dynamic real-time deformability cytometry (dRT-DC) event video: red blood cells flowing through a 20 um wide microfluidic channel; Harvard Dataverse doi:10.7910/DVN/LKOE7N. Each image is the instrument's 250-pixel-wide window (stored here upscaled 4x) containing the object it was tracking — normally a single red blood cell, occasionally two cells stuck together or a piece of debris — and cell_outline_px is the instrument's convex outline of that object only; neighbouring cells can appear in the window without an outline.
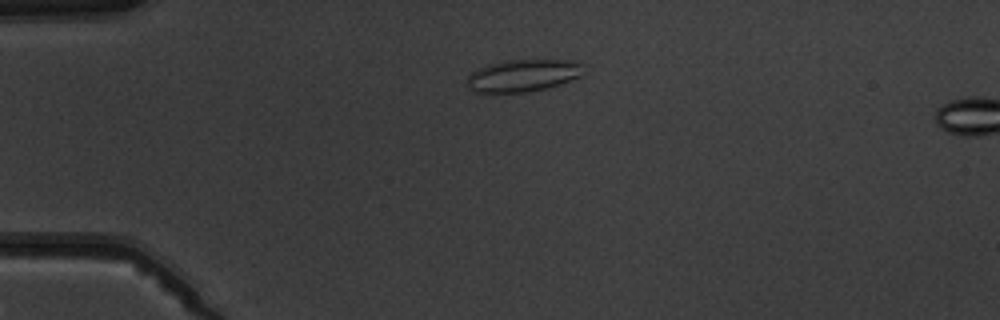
{"species": "common noctule bat (a hibernating species)", "species_latin": "Nyctalus noctula", "temperature_condition": "warm", "stored_images_in_passage": 2, "camera_frame_rate_fps": 3000, "um_per_image_px": 0.085, "animal": {"sex": "male", "body_mass_g": 19.5, "forearm_length_mm": 54.6}, "frame": {"image": 1, "passage_image": 1, "time_ms": 0.0, "image_size_px": [1000, 320], "cell_outline_px": [[580, 76], [560, 84], [544, 88], [524, 92], [476, 92], [468, 88], [468, 76], [472, 72], [488, 64], [504, 60], [580, 60]], "centroid_in_image_um": [44.43, 6.4], "position_along_channel_um": 40.6, "area_um2": 21.5}}